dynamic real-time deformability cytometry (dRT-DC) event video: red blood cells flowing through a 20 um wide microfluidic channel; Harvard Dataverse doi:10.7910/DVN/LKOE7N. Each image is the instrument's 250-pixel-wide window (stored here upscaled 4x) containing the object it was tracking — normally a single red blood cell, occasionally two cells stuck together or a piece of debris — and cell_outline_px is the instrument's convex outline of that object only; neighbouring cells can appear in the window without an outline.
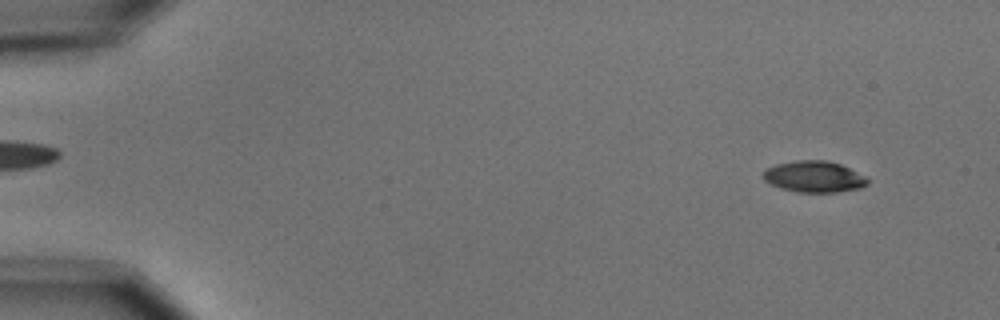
{"species": "common noctule bat (a hibernating species)", "species_latin": "Nyctalus noctula", "temperature_condition": "cold", "stored_images_in_passage": 5, "camera_frame_rate_fps": 3000, "um_per_image_px": 0.085, "animal": {"sex": "male", "body_mass_g": 15.6}, "frame": {"image": 1, "passage_image": 1, "time_ms": 0.0, "image_size_px": [1000, 320], "cell_outline_px": [[872, 180], [868, 184], [860, 188], [836, 192], [796, 192], [780, 188], [764, 180], [764, 172], [768, 168], [776, 164], [796, 160], [828, 160], [840, 164], [868, 176]], "centroid_in_image_um": [69.27, 15.01], "position_along_channel_um": 15.7, "area_um2": 19.19}}
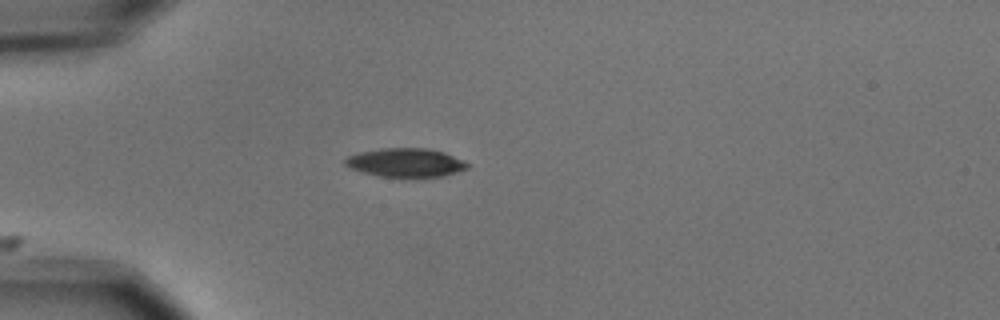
{"frame": {"image": 2, "passage_image": 4, "time_ms": 3.667, "image_size_px": [1000, 320], "cell_outline_px": [[468, 168], [444, 176], [380, 176], [348, 168], [344, 164], [344, 160], [348, 156], [356, 152], [380, 148], [428, 148], [444, 152], [468, 164]], "centroid_in_image_um": [34.41, 13.8], "position_along_channel_um": 50.6, "area_um2": 20.23}}